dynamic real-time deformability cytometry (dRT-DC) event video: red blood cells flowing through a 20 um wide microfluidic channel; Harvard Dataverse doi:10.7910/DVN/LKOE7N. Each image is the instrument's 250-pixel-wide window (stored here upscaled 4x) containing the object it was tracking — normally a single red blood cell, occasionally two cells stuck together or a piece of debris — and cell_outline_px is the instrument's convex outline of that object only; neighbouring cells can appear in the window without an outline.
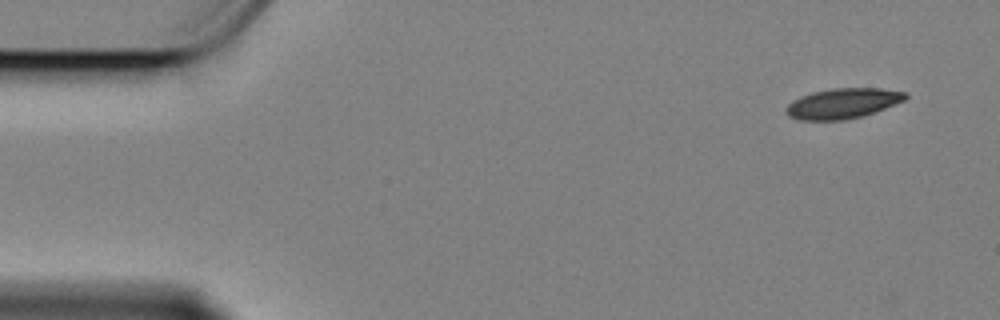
{"species": "Egyptian fruit bat (a non-hibernating species)", "species_latin": "Rousettus aegyptiacus", "temperature_condition": "cold", "stored_images_in_passage": 56, "camera_frame_rate_fps": 3000, "um_per_image_px": 0.085, "animal": {"sex": "female"}, "frame": {"image": 1, "passage_image": 1, "time_ms": 0.0, "image_size_px": [1000, 320], "cell_outline_px": [[908, 96], [904, 100], [884, 108], [860, 116], [844, 120], [800, 120], [788, 116], [784, 112], [784, 108], [792, 100], [800, 96], [812, 92], [832, 88], [880, 88], [908, 92]], "centroid_in_image_um": [71.58, 8.78], "position_along_channel_um": 13.4, "area_um2": 21.04}}
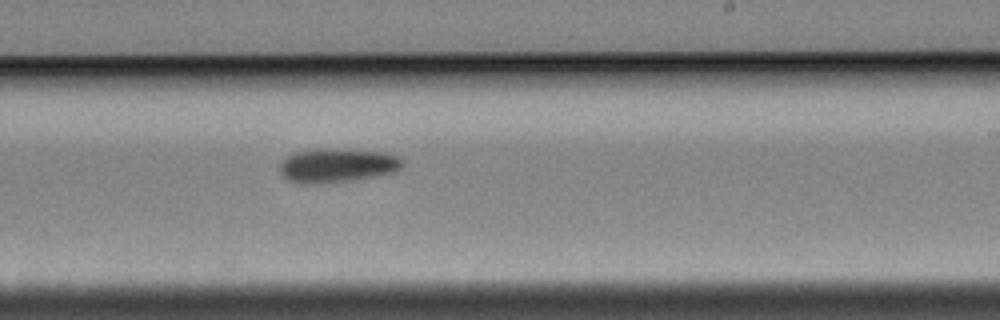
{"frame": {"image": 2, "passage_image": 32, "time_ms": 10.333, "image_size_px": [1000, 320], "cell_outline_px": [[404, 164], [396, 172], [352, 180], [312, 184], [304, 184], [288, 180], [280, 172], [280, 160], [296, 152], [320, 148], [344, 148], [384, 152], [396, 156], [404, 160]], "centroid_in_image_um": [28.67, 14.04], "position_along_channel_um": 260.3, "area_um2": 24.57}}
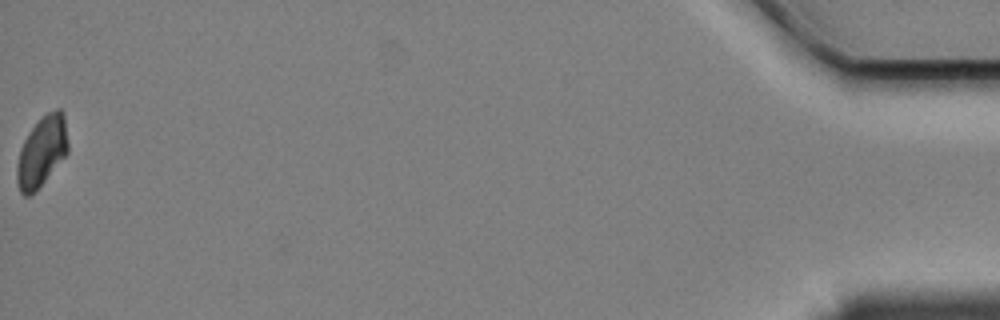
{"frame": {"image": 3, "passage_image": 56, "time_ms": 18.333, "image_size_px": [1000, 320], "cell_outline_px": [[68, 152], [44, 180], [28, 196], [24, 196], [20, 192], [16, 180], [16, 168], [20, 148], [28, 132], [48, 112], [56, 108], [60, 108], [64, 112], [68, 144]], "centroid_in_image_um": [3.55, 12.84], "position_along_channel_um": 431.7, "area_um2": 20.52}, "authors_computed_cell_mechanics": {"area_um2": 22.4842, "velocity_mm_per_s": 3.3807, "shape_relaxation_time_tau1_ms": 4.5304, "shape_relaxation_time_tau2_ms": null, "deformation_change_tau1": 0.1009, "deformation_change_tau2": null}}